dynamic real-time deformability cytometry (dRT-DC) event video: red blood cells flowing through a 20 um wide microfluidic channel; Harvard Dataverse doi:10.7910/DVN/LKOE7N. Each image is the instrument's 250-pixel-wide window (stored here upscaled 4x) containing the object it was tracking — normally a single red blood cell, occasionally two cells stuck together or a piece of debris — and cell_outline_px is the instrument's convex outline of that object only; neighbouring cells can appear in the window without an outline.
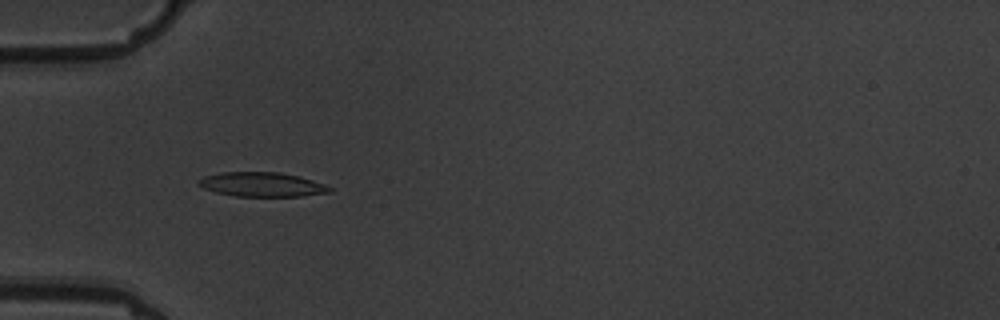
{"species": "common noctule bat (a hibernating species)", "species_latin": "Nyctalus noctula", "temperature_condition": "warm", "stored_images_in_passage": 5, "camera_frame_rate_fps": 3000, "um_per_image_px": 0.085, "animal": {"sex": "male", "body_mass_g": 19.5, "forearm_length_mm": 54.6}, "frame": {"image": 1, "passage_image": 4, "time_ms": 4.333, "image_size_px": [1000, 320], "cell_outline_px": [[332, 192], [300, 196], [236, 196], [216, 192], [204, 188], [196, 184], [196, 180], [204, 176], [224, 172], [280, 172], [300, 176], [324, 184], [332, 188]], "centroid_in_image_um": [22.25, 15.67], "position_along_channel_um": 62.7, "area_um2": 18.61}}
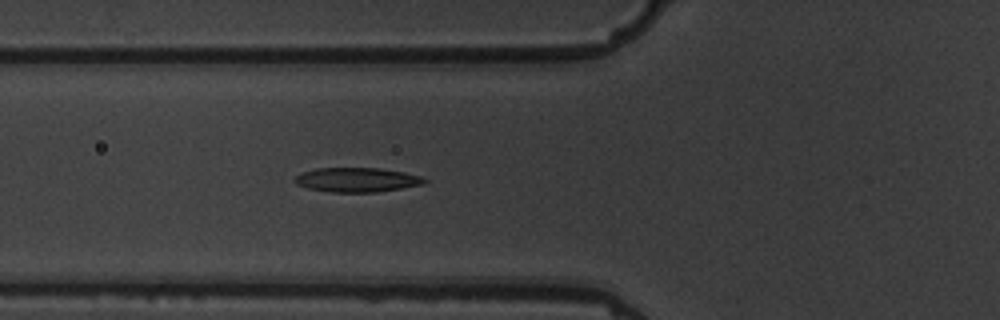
{"frame": {"image": 2, "passage_image": 5, "time_ms": 5.333, "image_size_px": [1000, 320], "cell_outline_px": [[428, 180], [424, 184], [376, 192], [332, 192], [308, 188], [296, 184], [292, 180], [296, 176], [304, 172], [316, 168], [380, 168], [404, 172], [420, 176]], "centroid_in_image_um": [30.33, 15.28], "position_along_channel_um": 95.5, "area_um2": 18.32}}